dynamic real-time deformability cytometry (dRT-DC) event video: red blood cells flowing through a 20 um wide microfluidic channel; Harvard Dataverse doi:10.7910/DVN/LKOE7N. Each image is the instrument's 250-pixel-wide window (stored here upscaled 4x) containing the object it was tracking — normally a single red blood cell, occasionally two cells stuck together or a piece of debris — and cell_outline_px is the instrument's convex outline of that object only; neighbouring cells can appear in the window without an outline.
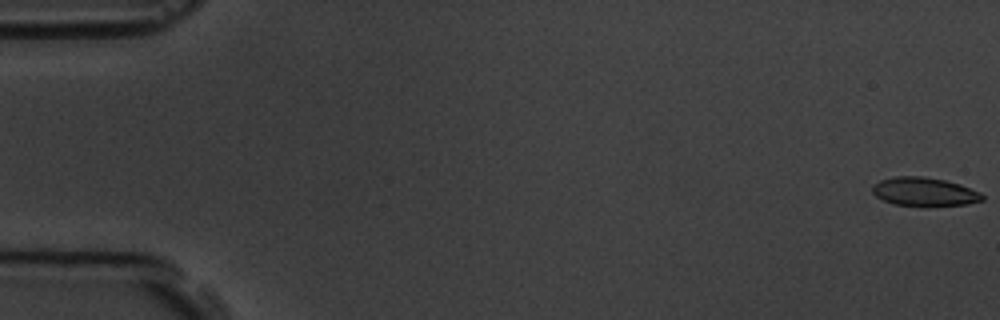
{"species": "common noctule bat (a hibernating species)", "species_latin": "Nyctalus noctula", "temperature_condition": "room temperature", "stored_images_in_passage": 6, "camera_frame_rate_fps": 3000, "um_per_image_px": 0.085, "animal": {"sex": "male", "body_mass_g": 19.5, "forearm_length_mm": 54.6}, "frame": {"image": 1, "passage_image": 1, "time_ms": 0.0, "image_size_px": [1000, 320], "cell_outline_px": [[984, 200], [968, 204], [892, 204], [876, 196], [872, 192], [872, 184], [880, 180], [896, 176], [924, 176], [944, 180], [960, 184], [980, 192], [984, 196]], "centroid_in_image_um": [78.55, 16.26], "position_along_channel_um": 6.4, "area_um2": 17.86}}
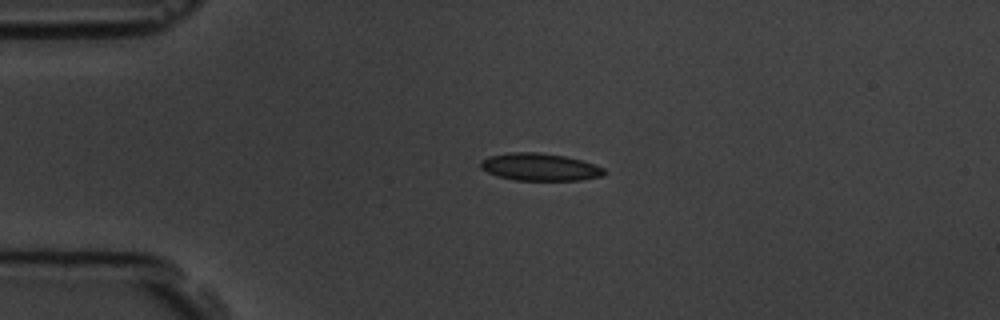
{"frame": {"image": 2, "passage_image": 4, "time_ms": 4.333, "image_size_px": [1000, 320], "cell_outline_px": [[608, 172], [604, 176], [580, 180], [516, 180], [496, 176], [480, 168], [480, 160], [488, 156], [512, 152], [536, 152], [564, 156], [584, 160], [604, 168]], "centroid_in_image_um": [45.91, 14.19], "position_along_channel_um": 39.1, "area_um2": 19.94}}
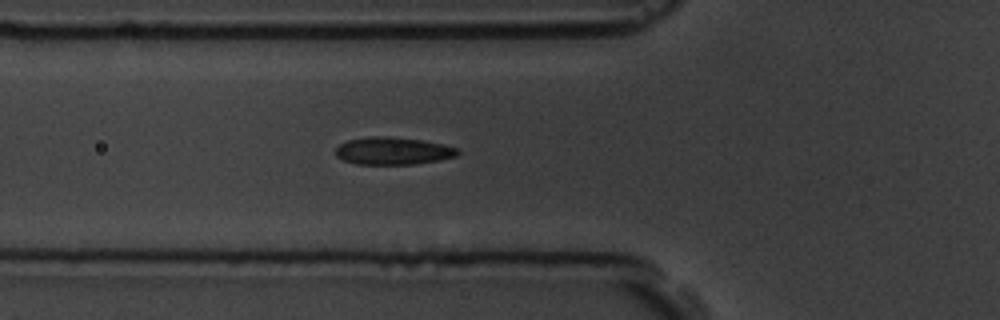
{"frame": {"image": 3, "passage_image": 6, "time_ms": 6.667, "image_size_px": [1000, 320], "cell_outline_px": [[460, 152], [456, 156], [416, 164], [356, 164], [344, 160], [336, 156], [336, 148], [340, 144], [348, 140], [372, 136], [388, 136], [420, 140], [444, 144], [460, 148]], "centroid_in_image_um": [33.42, 12.82], "position_along_channel_um": 92.4, "area_um2": 19.48}}